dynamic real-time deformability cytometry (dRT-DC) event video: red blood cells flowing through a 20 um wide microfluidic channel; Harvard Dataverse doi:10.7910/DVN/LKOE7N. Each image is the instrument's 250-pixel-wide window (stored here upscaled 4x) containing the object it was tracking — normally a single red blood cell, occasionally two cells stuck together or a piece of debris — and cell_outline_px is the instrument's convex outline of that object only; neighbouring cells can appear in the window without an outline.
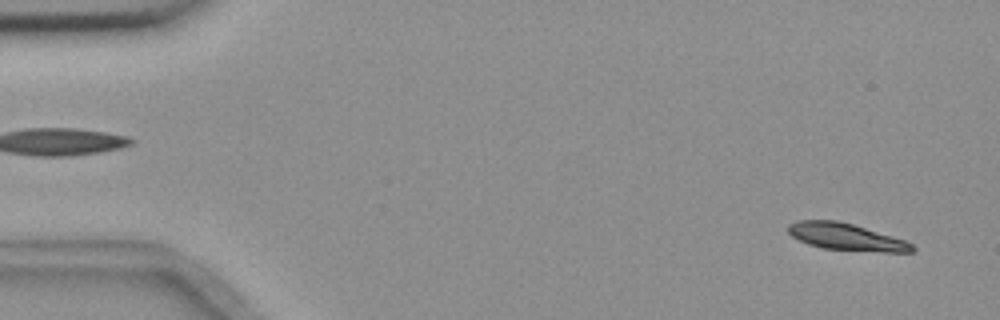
{"species": "common noctule bat (a hibernating species)", "species_latin": "Nyctalus noctula", "temperature_condition": "room temperature", "stored_images_in_passage": 55, "camera_frame_rate_fps": 3000, "um_per_image_px": 0.085, "animal": {"sex": "female", "body_mass_g": 18.4}, "frame": {"image": 1, "passage_image": 3, "time_ms": 0.667, "image_size_px": [1000, 320], "cell_outline_px": [[916, 248], [912, 252], [884, 252], [820, 248], [808, 244], [792, 236], [788, 232], [788, 224], [796, 220], [836, 220], [852, 224], [904, 240], [912, 244]], "centroid_in_image_um": [71.89, 20.13], "position_along_channel_um": 13.1, "area_um2": 19.31}}
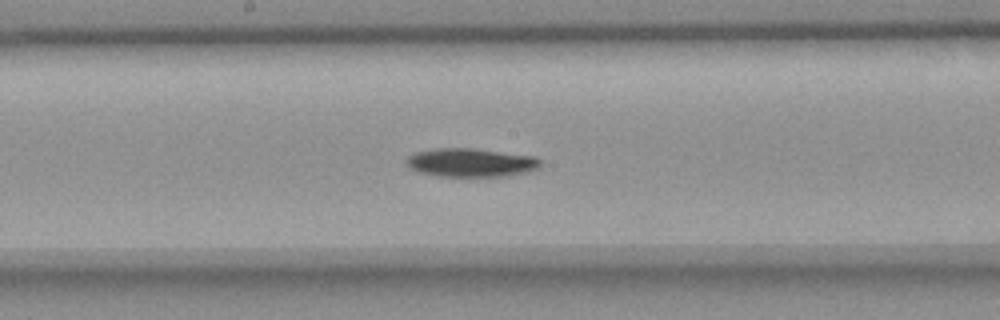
{"frame": {"image": 2, "passage_image": 29, "time_ms": 9.333, "image_size_px": [1000, 320], "cell_outline_px": [[540, 164], [536, 168], [528, 172], [508, 176], [436, 176], [420, 172], [408, 168], [404, 164], [404, 160], [408, 156], [416, 152], [436, 148], [476, 148], [536, 156], [540, 160]], "centroid_in_image_um": [39.99, 13.81], "position_along_channel_um": 208.2, "area_um2": 22.6}}
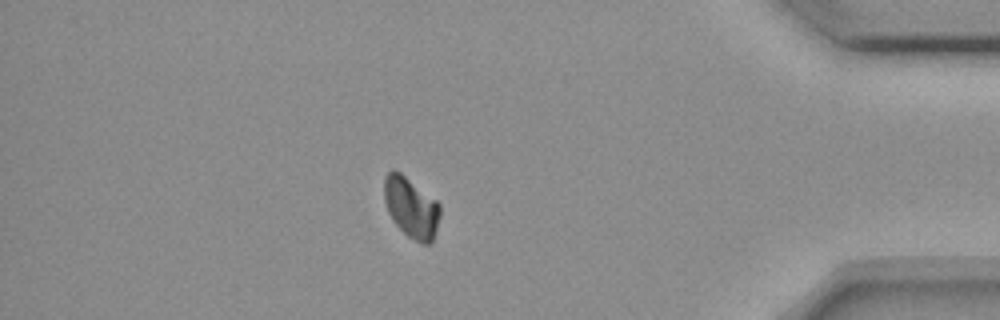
{"frame": {"image": 3, "passage_image": 48, "time_ms": 15.667, "image_size_px": [1000, 320], "cell_outline_px": [[440, 216], [432, 244], [420, 244], [408, 236], [392, 220], [388, 212], [384, 200], [384, 176], [392, 168], [400, 172], [436, 200], [440, 204]], "centroid_in_image_um": [34.95, 17.64], "position_along_channel_um": 400.3, "area_um2": 19.83}, "authors_computed_cell_mechanics": {"area_um2": 20.6346, "velocity_mm_per_s": 3.6368, "shape_relaxation_time_tau1_ms": 3.6822, "shape_relaxation_time_tau2_ms": null, "deformation_change_tau1": 0.1066, "deformation_change_tau2": null}}